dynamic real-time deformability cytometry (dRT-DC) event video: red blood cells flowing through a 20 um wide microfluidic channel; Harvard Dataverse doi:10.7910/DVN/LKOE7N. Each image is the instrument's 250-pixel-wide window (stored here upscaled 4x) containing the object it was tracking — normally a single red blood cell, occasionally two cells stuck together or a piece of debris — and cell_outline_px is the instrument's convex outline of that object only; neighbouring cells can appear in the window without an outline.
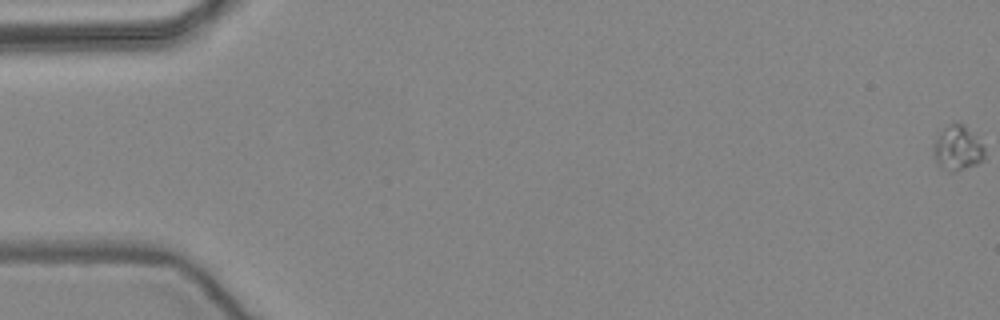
{"species": "common noctule bat (a hibernating species)", "species_latin": "Nyctalus noctula", "temperature_condition": "warm", "stored_images_in_passage": 20, "camera_frame_rate_fps": 3000, "um_per_image_px": 0.085, "animal": {"sex": "female", "body_mass_g": 24.6, "forearm_length_mm": 56.2}, "frame": {"image": 1, "passage_image": 1, "time_ms": 0.0, "image_size_px": [1000, 320], "cell_outline_px": [[984, 160], [976, 164], [952, 172], [948, 172], [940, 168], [936, 164], [932, 148], [932, 144], [940, 132], [948, 124], [964, 124], [976, 136], [984, 148]], "centroid_in_image_um": [81.35, 12.61], "position_along_channel_um": 3.6, "area_um2": 13.41}}
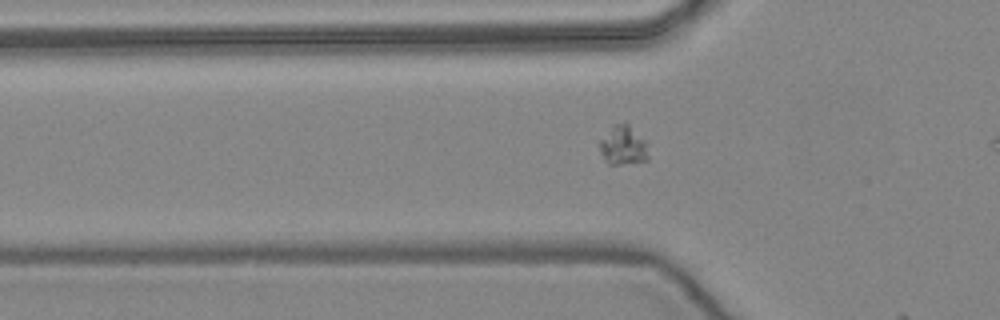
{"frame": {"image": 2, "passage_image": 19, "time_ms": 6.0, "image_size_px": [1000, 320], "cell_outline_px": [[648, 160], [620, 164], [608, 164], [604, 160], [600, 152], [600, 140], [616, 124], [628, 124], [644, 140], [648, 156]], "centroid_in_image_um": [52.95, 12.4], "position_along_channel_um": 72.9, "area_um2": 10.64}}